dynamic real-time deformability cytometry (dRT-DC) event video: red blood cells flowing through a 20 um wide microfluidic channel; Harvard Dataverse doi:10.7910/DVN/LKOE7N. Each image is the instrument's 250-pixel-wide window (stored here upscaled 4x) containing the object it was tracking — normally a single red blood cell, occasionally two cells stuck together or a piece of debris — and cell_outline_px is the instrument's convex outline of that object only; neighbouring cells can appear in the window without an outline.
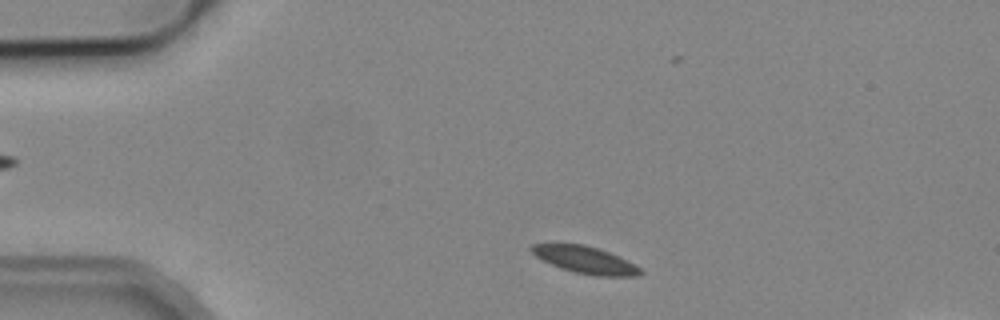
{"species": "common noctule bat (a hibernating species)", "species_latin": "Nyctalus noctula", "temperature_condition": "cold", "stored_images_in_passage": 46, "camera_frame_rate_fps": 3000, "um_per_image_px": 0.085, "animal": {"sex": "male", "body_mass_g": 19.2, "forearm_length_mm": 51.8}, "frame": {"image": 1, "passage_image": 3, "time_ms": 0.667, "image_size_px": [1000, 320], "cell_outline_px": [[644, 272], [640, 276], [596, 276], [572, 272], [560, 268], [536, 256], [528, 248], [532, 244], [584, 244], [608, 252], [640, 268]], "centroid_in_image_um": [49.72, 22.1], "position_along_channel_um": 35.3, "area_um2": 16.88}}
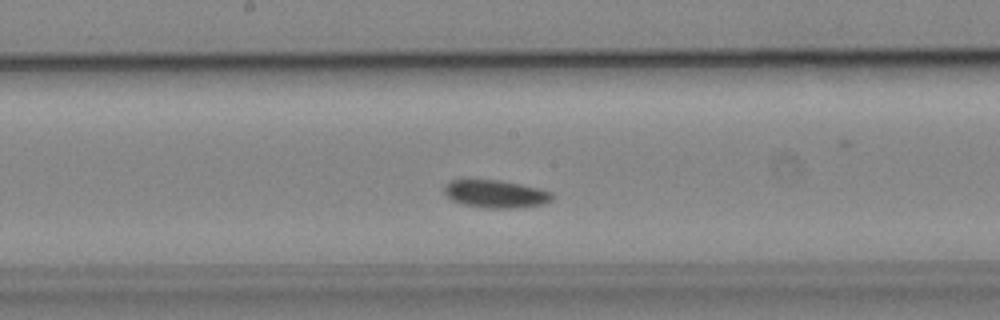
{"frame": {"image": 2, "passage_image": 20, "time_ms": 6.333, "image_size_px": [1000, 320], "cell_outline_px": [[552, 200], [544, 204], [524, 208], [484, 208], [464, 204], [452, 200], [444, 192], [444, 184], [452, 180], [500, 180], [520, 184], [552, 192]], "centroid_in_image_um": [42.14, 16.49], "position_along_channel_um": 206.1, "area_um2": 17.46}}
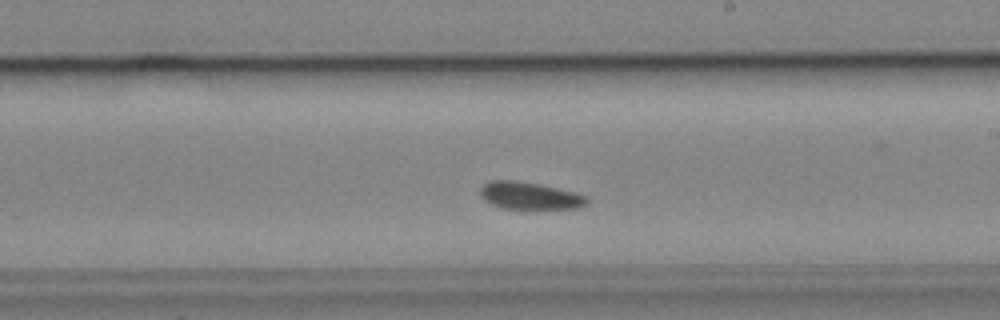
{"frame": {"image": 3, "passage_image": 23, "time_ms": 7.333, "image_size_px": [1000, 320], "cell_outline_px": [[588, 200], [584, 204], [576, 208], [500, 208], [484, 200], [480, 192], [480, 188], [488, 180], [516, 180], [540, 184], [588, 196]], "centroid_in_image_um": [44.96, 16.62], "position_along_channel_um": 244.0, "area_um2": 16.7}}